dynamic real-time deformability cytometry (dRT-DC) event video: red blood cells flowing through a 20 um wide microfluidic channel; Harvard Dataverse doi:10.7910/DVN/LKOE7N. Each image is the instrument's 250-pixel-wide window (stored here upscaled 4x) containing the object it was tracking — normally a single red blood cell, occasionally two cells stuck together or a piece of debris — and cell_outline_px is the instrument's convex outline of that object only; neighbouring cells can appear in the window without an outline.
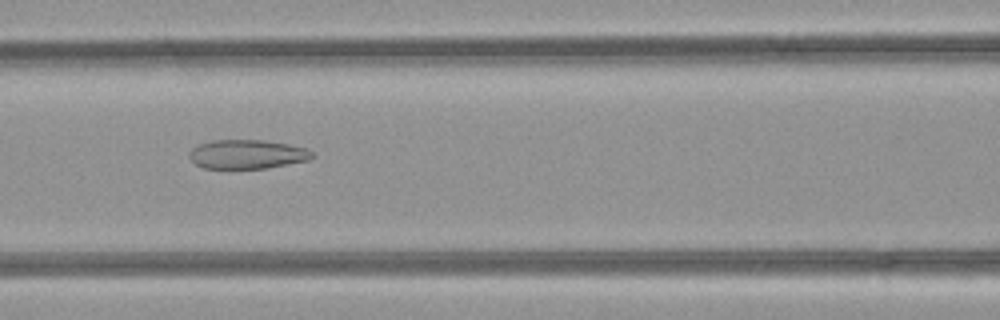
{"species": "common noctule bat (a hibernating species)", "species_latin": "Nyctalus noctula", "temperature_condition": "room temperature", "stored_images_in_passage": 42, "camera_frame_rate_fps": 3000, "um_per_image_px": 0.085, "animal": {"sex": "female", "body_mass_g": 21.9}, "frame": {"image": 1, "passage_image": 14, "time_ms": 4.333, "image_size_px": [1000, 320], "cell_outline_px": [[316, 156], [308, 160], [268, 168], [204, 168], [196, 164], [188, 156], [188, 152], [192, 148], [200, 144], [212, 140], [264, 140], [288, 144], [308, 148]], "centroid_in_image_um": [21.03, 13.1], "position_along_channel_um": 145.6, "area_um2": 20.87}}
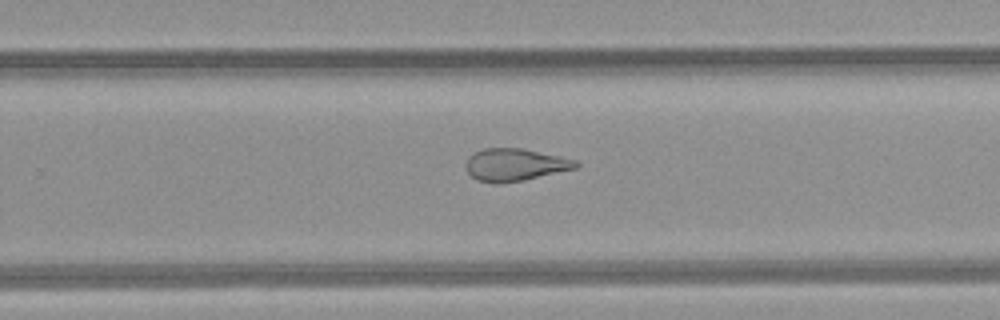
{"frame": {"image": 2, "passage_image": 24, "time_ms": 7.667, "image_size_px": [1000, 320], "cell_outline_px": [[580, 164], [576, 168], [524, 180], [496, 184], [476, 180], [464, 168], [464, 164], [468, 156], [484, 148], [520, 148], [560, 156], [576, 160]], "centroid_in_image_um": [43.73, 14.01], "position_along_channel_um": 286.1, "area_um2": 20.81}}
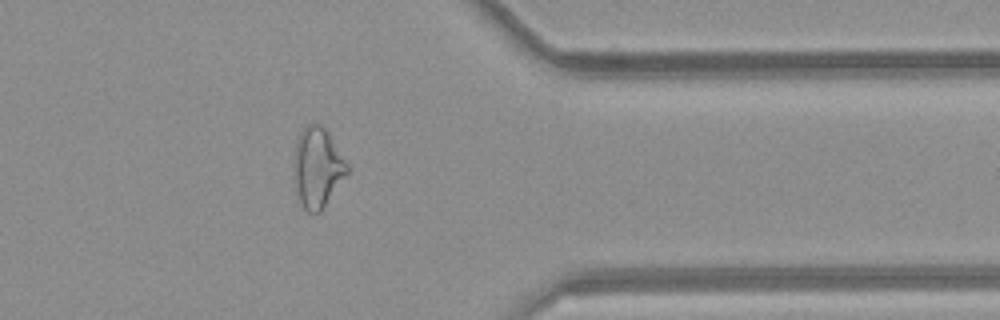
{"frame": {"image": 3, "passage_image": 32, "time_ms": 10.333, "image_size_px": [1000, 320], "cell_outline_px": [[348, 172], [320, 212], [308, 212], [300, 204], [296, 188], [292, 164], [296, 140], [300, 132], [308, 124], [320, 124], [328, 132], [348, 164]], "centroid_in_image_um": [26.95, 14.23], "position_along_channel_um": 384.4, "area_um2": 24.74}, "authors_computed_cell_mechanics": {"area_um2": 24.4205, "velocity_mm_per_s": 4.2196, "shape_relaxation_time_tau1_ms": null, "shape_relaxation_time_tau2_ms": 2.1434, "deformation_change_tau1": null, "deformation_change_tau2": 0.1199}}